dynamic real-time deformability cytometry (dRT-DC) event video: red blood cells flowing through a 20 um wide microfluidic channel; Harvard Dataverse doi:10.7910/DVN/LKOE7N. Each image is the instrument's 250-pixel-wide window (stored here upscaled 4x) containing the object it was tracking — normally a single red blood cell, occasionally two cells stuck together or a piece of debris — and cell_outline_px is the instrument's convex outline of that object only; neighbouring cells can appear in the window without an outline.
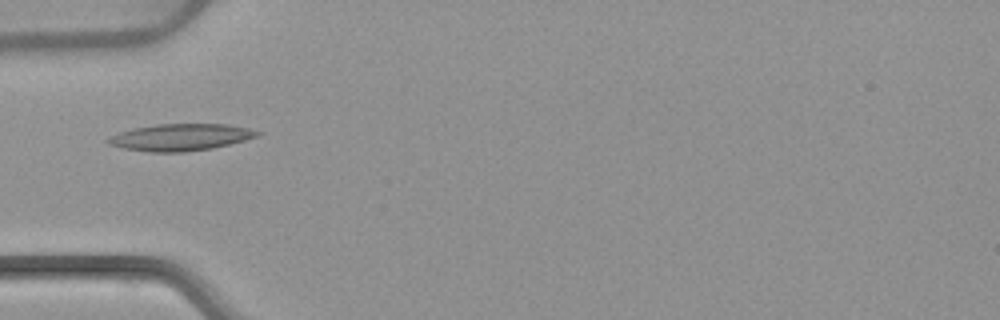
{"species": "common noctule bat (a hibernating species)", "species_latin": "Nyctalus noctula", "temperature_condition": "warm", "stored_images_in_passage": 37, "camera_frame_rate_fps": 3000, "um_per_image_px": 0.085, "animal": {"sex": "female", "body_mass_g": 22.7, "forearm_length_mm": 54.2}, "frame": {"image": 1, "passage_image": 1, "time_ms": 0.0, "image_size_px": [1000, 320], "cell_outline_px": [[260, 136], [212, 148], [184, 152], [148, 152], [124, 148], [108, 144], [104, 140], [108, 136], [132, 128], [156, 124], [228, 124], [248, 128], [260, 132]], "centroid_in_image_um": [15.3, 11.66], "position_along_channel_um": 69.7, "area_um2": 23.41}}
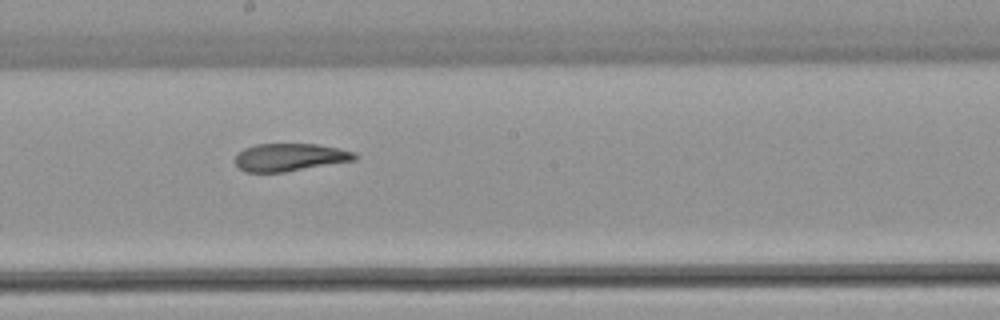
{"frame": {"image": 2, "passage_image": 13, "time_ms": 4.0, "image_size_px": [1000, 320], "cell_outline_px": [[360, 156], [356, 160], [284, 172], [244, 172], [236, 164], [236, 156], [244, 148], [256, 144], [316, 144], [340, 148], [356, 152]], "centroid_in_image_um": [24.69, 13.36], "position_along_channel_um": 223.5, "area_um2": 19.36}}
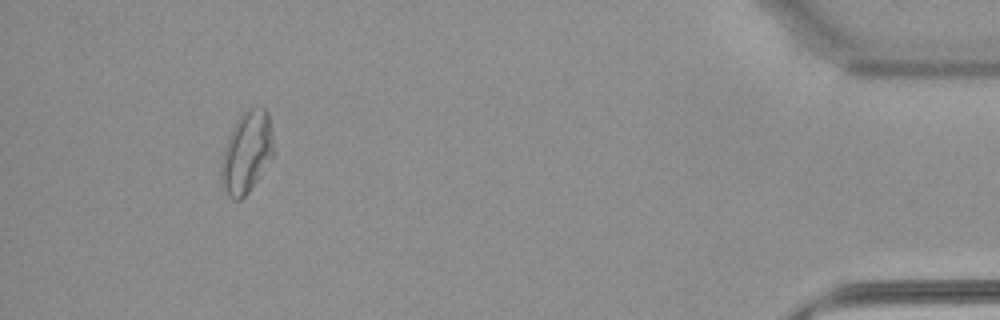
{"frame": {"image": 3, "passage_image": 33, "time_ms": 10.667, "image_size_px": [1000, 320], "cell_outline_px": [[276, 152], [248, 192], [240, 200], [232, 200], [228, 196], [220, 184], [220, 164], [224, 148], [228, 136], [236, 120], [248, 108], [264, 108], [268, 112]], "centroid_in_image_um": [20.96, 12.97], "position_along_channel_um": 414.2, "area_um2": 25.2}, "authors_computed_cell_mechanics": {"area_um2": 20.9814, "velocity_mm_per_s": 3.8398, "shape_relaxation_time_tau1_ms": null, "shape_relaxation_time_tau2_ms": 3.1561, "deformation_change_tau1": null, "deformation_change_tau2": 0.1153}}